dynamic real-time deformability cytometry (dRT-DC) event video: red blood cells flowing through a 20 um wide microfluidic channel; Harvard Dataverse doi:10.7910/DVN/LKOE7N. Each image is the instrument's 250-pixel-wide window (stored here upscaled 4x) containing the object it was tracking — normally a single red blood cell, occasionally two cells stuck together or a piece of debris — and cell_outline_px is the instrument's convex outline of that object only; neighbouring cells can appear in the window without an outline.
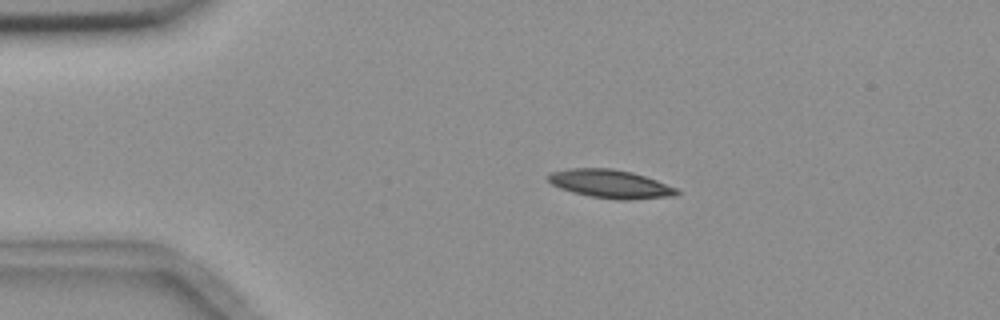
{"species": "common noctule bat (a hibernating species)", "species_latin": "Nyctalus noctula", "temperature_condition": "room temperature", "stored_images_in_passage": 4, "camera_frame_rate_fps": 3000, "um_per_image_px": 0.085, "animal": {"sex": "female", "body_mass_g": 18.4}, "frame": {"image": 1, "passage_image": 2, "time_ms": 1.0, "image_size_px": [1000, 320], "cell_outline_px": [[680, 192], [676, 196], [628, 200], [616, 200], [588, 196], [572, 192], [560, 188], [552, 184], [544, 176], [548, 172], [568, 168], [612, 168], [632, 172], [656, 180], [676, 188]], "centroid_in_image_um": [51.83, 15.63], "position_along_channel_um": 33.2, "area_um2": 21.56}}
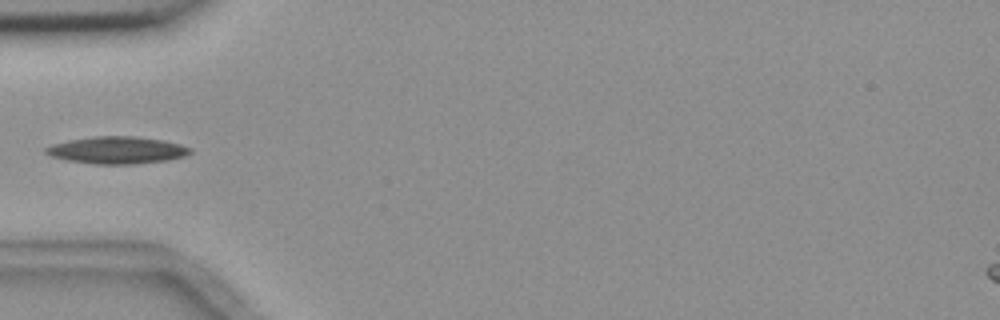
{"frame": {"image": 2, "passage_image": 4, "time_ms": 3.333, "image_size_px": [1000, 320], "cell_outline_px": [[192, 152], [184, 156], [168, 160], [136, 164], [96, 164], [64, 160], [52, 156], [44, 152], [44, 148], [52, 144], [68, 140], [92, 136], [136, 136], [164, 140], [180, 144], [192, 148]], "centroid_in_image_um": [9.94, 12.76], "position_along_channel_um": 75.1, "area_um2": 23.06}}